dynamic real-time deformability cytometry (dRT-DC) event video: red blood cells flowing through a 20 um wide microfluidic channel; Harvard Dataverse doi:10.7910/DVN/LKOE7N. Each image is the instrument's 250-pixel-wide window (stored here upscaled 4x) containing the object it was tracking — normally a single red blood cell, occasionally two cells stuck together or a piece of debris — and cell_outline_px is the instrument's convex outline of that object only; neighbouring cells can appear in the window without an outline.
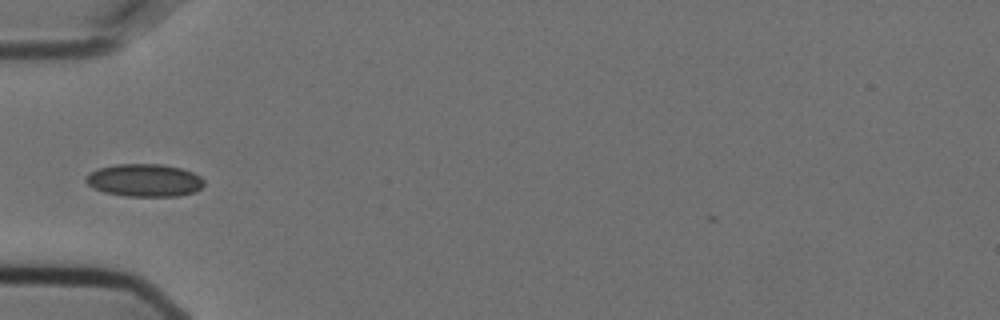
{"species": "Egyptian fruit bat (a non-hibernating species)", "species_latin": "Rousettus aegyptiacus", "temperature_condition": "cold", "stored_images_in_passage": 36, "camera_frame_rate_fps": 3000, "um_per_image_px": 0.085, "animal": {"sex": "female"}, "frame": {"image": 1, "passage_image": 2, "time_ms": 0.333, "image_size_px": [1000, 320], "cell_outline_px": [[204, 184], [196, 192], [176, 196], [124, 196], [104, 192], [92, 188], [84, 180], [84, 176], [88, 172], [96, 168], [116, 164], [164, 164], [180, 168], [192, 172], [200, 176], [204, 180]], "centroid_in_image_um": [12.23, 15.32], "position_along_channel_um": 72.8, "area_um2": 22.83}}
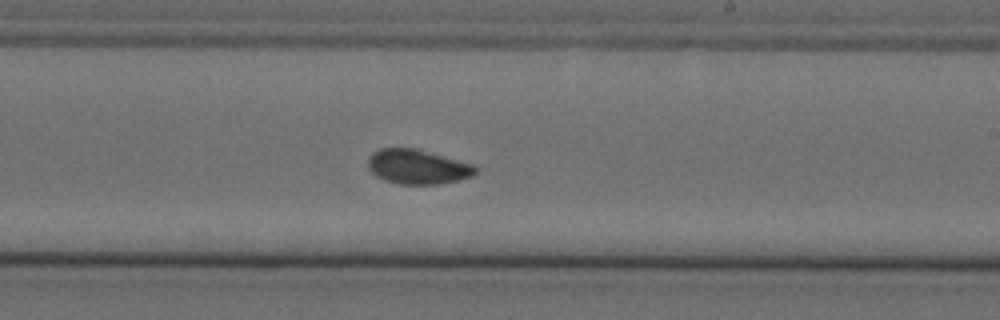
{"frame": {"image": 2, "passage_image": 17, "time_ms": 5.333, "image_size_px": [1000, 320], "cell_outline_px": [[480, 168], [472, 176], [440, 184], [400, 184], [384, 180], [376, 176], [368, 168], [368, 156], [372, 152], [380, 148], [420, 148], [472, 164]], "centroid_in_image_um": [35.49, 14.16], "position_along_channel_um": 253.5, "area_um2": 21.91}}
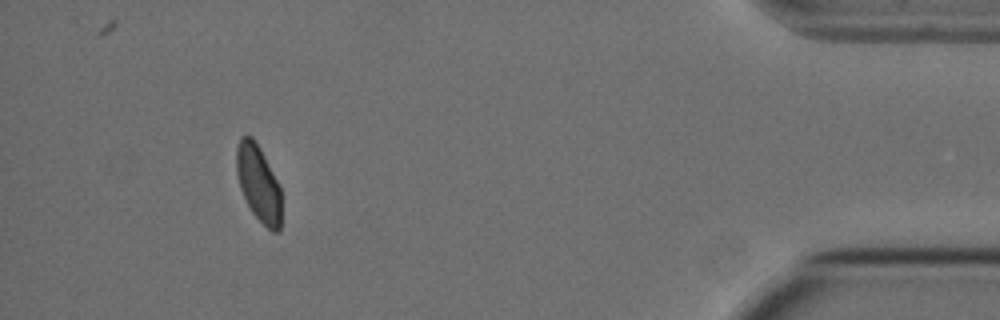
{"frame": {"image": 3, "passage_image": 35, "time_ms": 11.333, "image_size_px": [1000, 320], "cell_outline_px": [[280, 232], [272, 232], [252, 212], [240, 188], [236, 172], [236, 148], [240, 136], [252, 136], [256, 140], [280, 188]], "centroid_in_image_um": [21.94, 15.55], "position_along_channel_um": 413.3, "area_um2": 19.71}}